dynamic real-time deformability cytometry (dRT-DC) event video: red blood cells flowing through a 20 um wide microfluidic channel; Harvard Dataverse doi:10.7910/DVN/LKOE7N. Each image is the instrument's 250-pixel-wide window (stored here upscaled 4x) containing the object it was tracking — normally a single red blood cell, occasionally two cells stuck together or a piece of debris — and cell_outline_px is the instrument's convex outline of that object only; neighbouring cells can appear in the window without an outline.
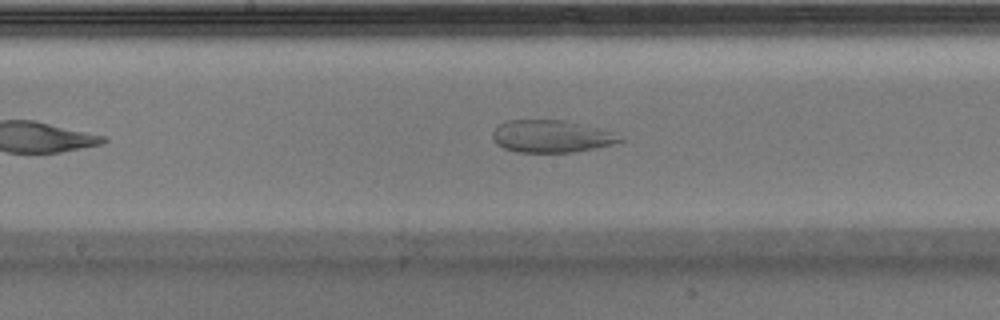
{"species": "Egyptian fruit bat (a non-hibernating species)", "species_latin": "Rousettus aegyptiacus", "temperature_condition": "warm", "stored_images_in_passage": 35, "camera_frame_rate_fps": 3000, "um_per_image_px": 0.085, "animal": {"sex": "male"}, "frame": {"image": 1, "passage_image": 16, "time_ms": 5.0, "image_size_px": [1000, 320], "cell_outline_px": [[624, 140], [612, 144], [596, 148], [576, 152], [516, 152], [504, 148], [496, 144], [492, 140], [492, 132], [500, 124], [508, 120], [564, 120], [600, 128], [612, 132]], "centroid_in_image_um": [46.83, 11.59], "position_along_channel_um": 201.4, "area_um2": 23.99}}